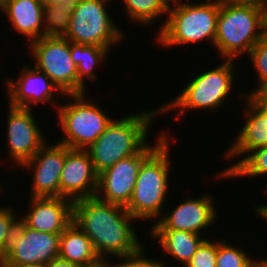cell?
<instances>
[{"instance_id":"obj_40","label":"cell","mask_w":267,"mask_h":267,"mask_svg":"<svg viewBox=\"0 0 267 267\" xmlns=\"http://www.w3.org/2000/svg\"><path fill=\"white\" fill-rule=\"evenodd\" d=\"M254 1L262 3L263 1H266V0H254Z\"/></svg>"},{"instance_id":"obj_34","label":"cell","mask_w":267,"mask_h":267,"mask_svg":"<svg viewBox=\"0 0 267 267\" xmlns=\"http://www.w3.org/2000/svg\"><path fill=\"white\" fill-rule=\"evenodd\" d=\"M0 267H42L35 264L0 263Z\"/></svg>"},{"instance_id":"obj_36","label":"cell","mask_w":267,"mask_h":267,"mask_svg":"<svg viewBox=\"0 0 267 267\" xmlns=\"http://www.w3.org/2000/svg\"><path fill=\"white\" fill-rule=\"evenodd\" d=\"M67 0H41L43 5H48V4H57V3H64Z\"/></svg>"},{"instance_id":"obj_14","label":"cell","mask_w":267,"mask_h":267,"mask_svg":"<svg viewBox=\"0 0 267 267\" xmlns=\"http://www.w3.org/2000/svg\"><path fill=\"white\" fill-rule=\"evenodd\" d=\"M215 198L212 195L202 194L201 197L183 198L171 211H165L150 230H177L202 234L207 227L217 219Z\"/></svg>"},{"instance_id":"obj_33","label":"cell","mask_w":267,"mask_h":267,"mask_svg":"<svg viewBox=\"0 0 267 267\" xmlns=\"http://www.w3.org/2000/svg\"><path fill=\"white\" fill-rule=\"evenodd\" d=\"M254 213L263 218L265 222H267V204L257 205L255 206ZM267 224V223H266Z\"/></svg>"},{"instance_id":"obj_9","label":"cell","mask_w":267,"mask_h":267,"mask_svg":"<svg viewBox=\"0 0 267 267\" xmlns=\"http://www.w3.org/2000/svg\"><path fill=\"white\" fill-rule=\"evenodd\" d=\"M27 44L36 60L33 66L47 74L64 94L86 93V86L78 79L68 39L43 36Z\"/></svg>"},{"instance_id":"obj_39","label":"cell","mask_w":267,"mask_h":267,"mask_svg":"<svg viewBox=\"0 0 267 267\" xmlns=\"http://www.w3.org/2000/svg\"><path fill=\"white\" fill-rule=\"evenodd\" d=\"M262 95L267 98V90Z\"/></svg>"},{"instance_id":"obj_41","label":"cell","mask_w":267,"mask_h":267,"mask_svg":"<svg viewBox=\"0 0 267 267\" xmlns=\"http://www.w3.org/2000/svg\"><path fill=\"white\" fill-rule=\"evenodd\" d=\"M262 191L264 192L263 195H266L267 196V189H265V191L264 190H262Z\"/></svg>"},{"instance_id":"obj_13","label":"cell","mask_w":267,"mask_h":267,"mask_svg":"<svg viewBox=\"0 0 267 267\" xmlns=\"http://www.w3.org/2000/svg\"><path fill=\"white\" fill-rule=\"evenodd\" d=\"M247 109L243 113L245 122L239 129L238 136L224 153L225 160L237 158L234 164L222 170L229 174L254 149L267 146V98L263 95H246L243 97ZM242 156V159H241Z\"/></svg>"},{"instance_id":"obj_8","label":"cell","mask_w":267,"mask_h":267,"mask_svg":"<svg viewBox=\"0 0 267 267\" xmlns=\"http://www.w3.org/2000/svg\"><path fill=\"white\" fill-rule=\"evenodd\" d=\"M115 1V0H114ZM110 0H78L63 36L70 42L107 48L124 40V32L108 13Z\"/></svg>"},{"instance_id":"obj_1","label":"cell","mask_w":267,"mask_h":267,"mask_svg":"<svg viewBox=\"0 0 267 267\" xmlns=\"http://www.w3.org/2000/svg\"><path fill=\"white\" fill-rule=\"evenodd\" d=\"M136 221L124 206L97 197L73 203V222L90 238L100 258L134 254L143 246L132 226Z\"/></svg>"},{"instance_id":"obj_17","label":"cell","mask_w":267,"mask_h":267,"mask_svg":"<svg viewBox=\"0 0 267 267\" xmlns=\"http://www.w3.org/2000/svg\"><path fill=\"white\" fill-rule=\"evenodd\" d=\"M98 176L86 150L70 149L60 174V197L73 202L96 197Z\"/></svg>"},{"instance_id":"obj_20","label":"cell","mask_w":267,"mask_h":267,"mask_svg":"<svg viewBox=\"0 0 267 267\" xmlns=\"http://www.w3.org/2000/svg\"><path fill=\"white\" fill-rule=\"evenodd\" d=\"M195 233L177 230H150V237L158 240L159 246L182 267L190 261L191 257L207 239ZM183 264V265H182Z\"/></svg>"},{"instance_id":"obj_10","label":"cell","mask_w":267,"mask_h":267,"mask_svg":"<svg viewBox=\"0 0 267 267\" xmlns=\"http://www.w3.org/2000/svg\"><path fill=\"white\" fill-rule=\"evenodd\" d=\"M167 133L163 131L158 134L155 144L148 142L137 154L119 160L100 173L96 197L101 201L126 207L131 200L142 162L167 137H171Z\"/></svg>"},{"instance_id":"obj_25","label":"cell","mask_w":267,"mask_h":267,"mask_svg":"<svg viewBox=\"0 0 267 267\" xmlns=\"http://www.w3.org/2000/svg\"><path fill=\"white\" fill-rule=\"evenodd\" d=\"M267 175V146H262L251 151L245 158L229 173L222 171L217 172L215 177L217 179H232L238 177H252ZM267 189V186L264 187Z\"/></svg>"},{"instance_id":"obj_4","label":"cell","mask_w":267,"mask_h":267,"mask_svg":"<svg viewBox=\"0 0 267 267\" xmlns=\"http://www.w3.org/2000/svg\"><path fill=\"white\" fill-rule=\"evenodd\" d=\"M219 10L220 0L191 4L172 0L166 20H162V25L156 33L157 44L160 43L164 48H174L209 40L214 46Z\"/></svg>"},{"instance_id":"obj_2","label":"cell","mask_w":267,"mask_h":267,"mask_svg":"<svg viewBox=\"0 0 267 267\" xmlns=\"http://www.w3.org/2000/svg\"><path fill=\"white\" fill-rule=\"evenodd\" d=\"M157 109V110H156ZM155 110V111H154ZM160 106L115 118L96 141L86 149L99 175L121 159L137 154L149 141L148 135Z\"/></svg>"},{"instance_id":"obj_6","label":"cell","mask_w":267,"mask_h":267,"mask_svg":"<svg viewBox=\"0 0 267 267\" xmlns=\"http://www.w3.org/2000/svg\"><path fill=\"white\" fill-rule=\"evenodd\" d=\"M234 62L236 60L224 59L221 65L203 71L192 80L190 79L174 100L160 105L161 114L178 108L175 112L178 114L175 116L178 120L189 110L199 111L200 109L212 113L211 110L221 108L225 100L230 97L229 94L232 93L235 83L236 63Z\"/></svg>"},{"instance_id":"obj_31","label":"cell","mask_w":267,"mask_h":267,"mask_svg":"<svg viewBox=\"0 0 267 267\" xmlns=\"http://www.w3.org/2000/svg\"><path fill=\"white\" fill-rule=\"evenodd\" d=\"M45 267H82V266L57 257L53 259L50 263H48Z\"/></svg>"},{"instance_id":"obj_32","label":"cell","mask_w":267,"mask_h":267,"mask_svg":"<svg viewBox=\"0 0 267 267\" xmlns=\"http://www.w3.org/2000/svg\"><path fill=\"white\" fill-rule=\"evenodd\" d=\"M111 258H99L98 260H96L93 263H90L87 266L84 267H115V262L112 263L110 262Z\"/></svg>"},{"instance_id":"obj_38","label":"cell","mask_w":267,"mask_h":267,"mask_svg":"<svg viewBox=\"0 0 267 267\" xmlns=\"http://www.w3.org/2000/svg\"><path fill=\"white\" fill-rule=\"evenodd\" d=\"M1 185H3V184L0 183V192H1V191L3 192V191H5V190H3V186H1Z\"/></svg>"},{"instance_id":"obj_15","label":"cell","mask_w":267,"mask_h":267,"mask_svg":"<svg viewBox=\"0 0 267 267\" xmlns=\"http://www.w3.org/2000/svg\"><path fill=\"white\" fill-rule=\"evenodd\" d=\"M49 144L47 140L31 159L19 166L33 171L30 197H60V174L70 148L58 142Z\"/></svg>"},{"instance_id":"obj_19","label":"cell","mask_w":267,"mask_h":267,"mask_svg":"<svg viewBox=\"0 0 267 267\" xmlns=\"http://www.w3.org/2000/svg\"><path fill=\"white\" fill-rule=\"evenodd\" d=\"M0 12L7 22L24 36L29 43L43 37V4L41 0H4Z\"/></svg>"},{"instance_id":"obj_7","label":"cell","mask_w":267,"mask_h":267,"mask_svg":"<svg viewBox=\"0 0 267 267\" xmlns=\"http://www.w3.org/2000/svg\"><path fill=\"white\" fill-rule=\"evenodd\" d=\"M86 94H66L65 98L72 100L65 101L66 104L60 103L56 109L59 127L63 132L58 143L70 149L89 148L114 119L108 115L109 111L102 109L96 101L95 103L90 101Z\"/></svg>"},{"instance_id":"obj_21","label":"cell","mask_w":267,"mask_h":267,"mask_svg":"<svg viewBox=\"0 0 267 267\" xmlns=\"http://www.w3.org/2000/svg\"><path fill=\"white\" fill-rule=\"evenodd\" d=\"M58 257L82 267L100 258L90 238L74 222L60 236Z\"/></svg>"},{"instance_id":"obj_12","label":"cell","mask_w":267,"mask_h":267,"mask_svg":"<svg viewBox=\"0 0 267 267\" xmlns=\"http://www.w3.org/2000/svg\"><path fill=\"white\" fill-rule=\"evenodd\" d=\"M6 144L8 155L15 166L31 159L47 142L32 109L8 105ZM37 121V122H36ZM46 138V139H45Z\"/></svg>"},{"instance_id":"obj_29","label":"cell","mask_w":267,"mask_h":267,"mask_svg":"<svg viewBox=\"0 0 267 267\" xmlns=\"http://www.w3.org/2000/svg\"><path fill=\"white\" fill-rule=\"evenodd\" d=\"M185 267H216V242L206 239Z\"/></svg>"},{"instance_id":"obj_35","label":"cell","mask_w":267,"mask_h":267,"mask_svg":"<svg viewBox=\"0 0 267 267\" xmlns=\"http://www.w3.org/2000/svg\"><path fill=\"white\" fill-rule=\"evenodd\" d=\"M261 4L263 7L264 34L267 35V0L263 1Z\"/></svg>"},{"instance_id":"obj_24","label":"cell","mask_w":267,"mask_h":267,"mask_svg":"<svg viewBox=\"0 0 267 267\" xmlns=\"http://www.w3.org/2000/svg\"><path fill=\"white\" fill-rule=\"evenodd\" d=\"M124 10L130 19L140 25H150L168 14L169 0H121ZM147 24V25H146Z\"/></svg>"},{"instance_id":"obj_37","label":"cell","mask_w":267,"mask_h":267,"mask_svg":"<svg viewBox=\"0 0 267 267\" xmlns=\"http://www.w3.org/2000/svg\"><path fill=\"white\" fill-rule=\"evenodd\" d=\"M257 267H267V257L257 259Z\"/></svg>"},{"instance_id":"obj_22","label":"cell","mask_w":267,"mask_h":267,"mask_svg":"<svg viewBox=\"0 0 267 267\" xmlns=\"http://www.w3.org/2000/svg\"><path fill=\"white\" fill-rule=\"evenodd\" d=\"M70 54L77 69L78 79L85 86V79L92 82L98 79L94 68L106 61L109 50L104 47L70 42Z\"/></svg>"},{"instance_id":"obj_27","label":"cell","mask_w":267,"mask_h":267,"mask_svg":"<svg viewBox=\"0 0 267 267\" xmlns=\"http://www.w3.org/2000/svg\"><path fill=\"white\" fill-rule=\"evenodd\" d=\"M252 66L257 73L258 86L248 93L242 92L240 96L262 95L267 90V35H263L248 54Z\"/></svg>"},{"instance_id":"obj_23","label":"cell","mask_w":267,"mask_h":267,"mask_svg":"<svg viewBox=\"0 0 267 267\" xmlns=\"http://www.w3.org/2000/svg\"><path fill=\"white\" fill-rule=\"evenodd\" d=\"M78 0H67L64 3L43 5V36L63 37L70 24Z\"/></svg>"},{"instance_id":"obj_11","label":"cell","mask_w":267,"mask_h":267,"mask_svg":"<svg viewBox=\"0 0 267 267\" xmlns=\"http://www.w3.org/2000/svg\"><path fill=\"white\" fill-rule=\"evenodd\" d=\"M61 234L43 233L27 227L20 219L7 252L0 263L35 264L45 267L59 255Z\"/></svg>"},{"instance_id":"obj_30","label":"cell","mask_w":267,"mask_h":267,"mask_svg":"<svg viewBox=\"0 0 267 267\" xmlns=\"http://www.w3.org/2000/svg\"><path fill=\"white\" fill-rule=\"evenodd\" d=\"M144 245L134 254L126 255L123 257L114 258V260L121 259L115 263V267H168L167 263H163L161 260H154V258H148ZM170 267V266H169ZM175 267V266H174Z\"/></svg>"},{"instance_id":"obj_16","label":"cell","mask_w":267,"mask_h":267,"mask_svg":"<svg viewBox=\"0 0 267 267\" xmlns=\"http://www.w3.org/2000/svg\"><path fill=\"white\" fill-rule=\"evenodd\" d=\"M25 66L21 69V72L17 79L12 80L11 78L6 80V90L5 93L6 100H9L8 104L12 107H20L26 109H34L32 105L35 106L39 103L53 104L56 109L59 103L54 95L66 96L59 87L49 78L47 74L38 70L32 65ZM57 92L58 94H55ZM61 92V93H59Z\"/></svg>"},{"instance_id":"obj_18","label":"cell","mask_w":267,"mask_h":267,"mask_svg":"<svg viewBox=\"0 0 267 267\" xmlns=\"http://www.w3.org/2000/svg\"><path fill=\"white\" fill-rule=\"evenodd\" d=\"M30 199L27 214L24 213L23 217L18 215L27 227L43 233L62 234L73 222L74 202L72 200L64 197H31Z\"/></svg>"},{"instance_id":"obj_28","label":"cell","mask_w":267,"mask_h":267,"mask_svg":"<svg viewBox=\"0 0 267 267\" xmlns=\"http://www.w3.org/2000/svg\"><path fill=\"white\" fill-rule=\"evenodd\" d=\"M12 207L0 206V258L7 252L13 232L18 223V216Z\"/></svg>"},{"instance_id":"obj_3","label":"cell","mask_w":267,"mask_h":267,"mask_svg":"<svg viewBox=\"0 0 267 267\" xmlns=\"http://www.w3.org/2000/svg\"><path fill=\"white\" fill-rule=\"evenodd\" d=\"M264 35L263 7L254 0H220L214 46L221 59L247 55Z\"/></svg>"},{"instance_id":"obj_5","label":"cell","mask_w":267,"mask_h":267,"mask_svg":"<svg viewBox=\"0 0 267 267\" xmlns=\"http://www.w3.org/2000/svg\"><path fill=\"white\" fill-rule=\"evenodd\" d=\"M171 139L167 137L140 166L131 200L125 207L138 221L151 219L155 223L165 211L162 207L166 204L170 185Z\"/></svg>"},{"instance_id":"obj_26","label":"cell","mask_w":267,"mask_h":267,"mask_svg":"<svg viewBox=\"0 0 267 267\" xmlns=\"http://www.w3.org/2000/svg\"><path fill=\"white\" fill-rule=\"evenodd\" d=\"M216 241V267H257V258L250 256L246 250L235 247L228 240ZM232 244V245H231Z\"/></svg>"}]
</instances>
